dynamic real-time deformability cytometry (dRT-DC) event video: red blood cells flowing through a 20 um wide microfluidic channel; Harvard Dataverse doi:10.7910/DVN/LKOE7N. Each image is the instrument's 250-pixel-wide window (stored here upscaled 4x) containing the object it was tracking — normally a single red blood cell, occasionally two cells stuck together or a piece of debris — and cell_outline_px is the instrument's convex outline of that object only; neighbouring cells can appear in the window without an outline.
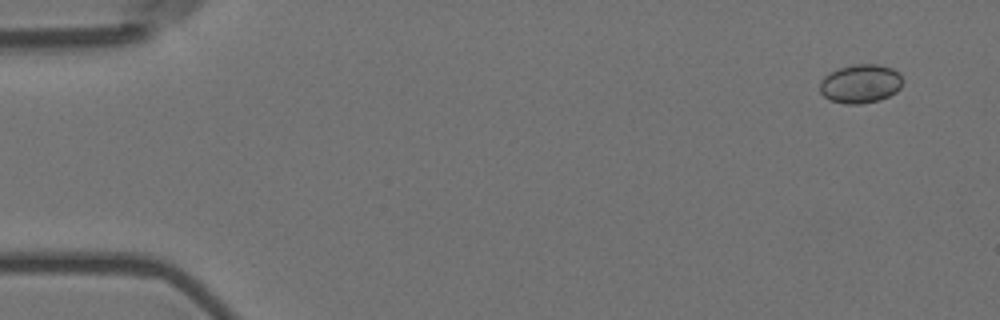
{"species": "Egyptian fruit bat (a non-hibernating species)", "species_latin": "Rousettus aegyptiacus", "temperature_condition": "room temperature", "stored_images_in_passage": 9, "camera_frame_rate_fps": 3000, "um_per_image_px": 0.085, "animal": {"sex": "female"}, "frame": {"image": 1, "passage_image": 1, "time_ms": 0.0, "image_size_px": [1000, 320], "cell_outline_px": [[904, 80], [900, 88], [896, 92], [880, 100], [860, 104], [844, 104], [828, 100], [820, 92], [820, 80], [824, 76], [840, 68], [856, 64], [880, 64], [892, 68], [900, 72]], "centroid_in_image_um": [73.17, 7.12], "position_along_channel_um": 11.8, "area_um2": 18.96}}